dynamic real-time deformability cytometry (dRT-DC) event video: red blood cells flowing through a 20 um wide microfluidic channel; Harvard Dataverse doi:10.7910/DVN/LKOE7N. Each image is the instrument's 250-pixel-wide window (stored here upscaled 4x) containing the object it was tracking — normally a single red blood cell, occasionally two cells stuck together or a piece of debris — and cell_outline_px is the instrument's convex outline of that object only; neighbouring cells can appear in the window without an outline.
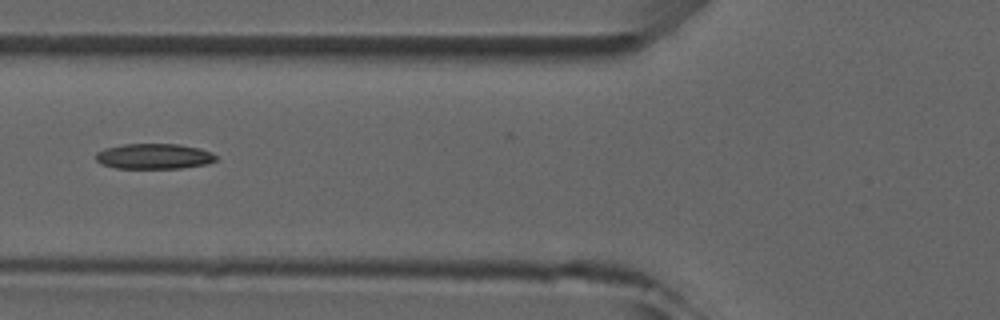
{"species": "common noctule bat (a hibernating species)", "species_latin": "Nyctalus noctula", "temperature_condition": "room temperature", "stored_images_in_passage": 5, "camera_frame_rate_fps": 3000, "um_per_image_px": 0.085, "animal": {"sex": "male", "forearm_length_mm": 52.5}, "frame": {"image": 1, "passage_image": 4, "time_ms": 3.667, "image_size_px": [1000, 320], "cell_outline_px": [[216, 160], [208, 164], [180, 168], [116, 168], [100, 164], [96, 160], [96, 152], [104, 148], [124, 144], [176, 144], [200, 148], [212, 152], [216, 156]], "centroid_in_image_um": [13.08, 13.28], "position_along_channel_um": 112.7, "area_um2": 17.86}}
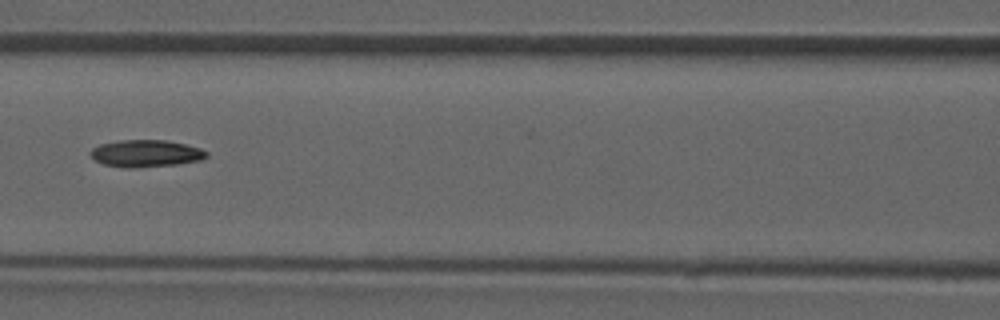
{"frame": {"image": 2, "passage_image": 5, "time_ms": 4.667, "image_size_px": [1000, 320], "cell_outline_px": [[208, 156], [200, 160], [176, 164], [132, 168], [128, 168], [104, 164], [96, 160], [92, 156], [92, 148], [100, 144], [120, 140], [168, 140], [200, 148], [208, 152]], "centroid_in_image_um": [12.43, 13.03], "position_along_channel_um": 154.2, "area_um2": 18.09}}